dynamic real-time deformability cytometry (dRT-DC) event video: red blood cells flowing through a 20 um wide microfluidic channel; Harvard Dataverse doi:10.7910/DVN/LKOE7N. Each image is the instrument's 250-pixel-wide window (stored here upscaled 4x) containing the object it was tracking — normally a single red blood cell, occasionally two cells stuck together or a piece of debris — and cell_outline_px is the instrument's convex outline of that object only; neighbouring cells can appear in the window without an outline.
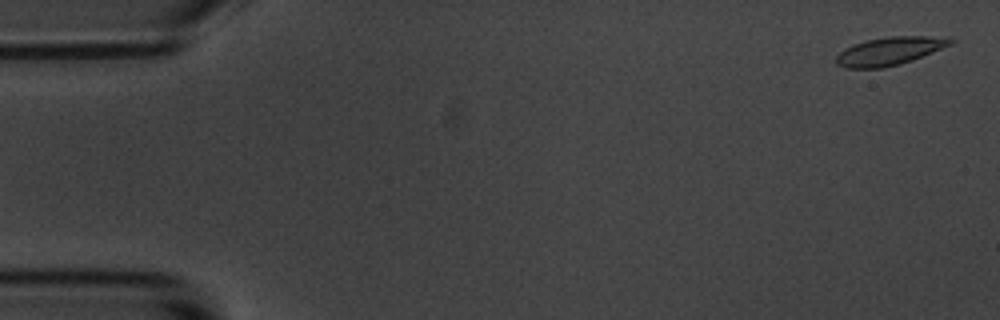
{"species": "common noctule bat (a hibernating species)", "species_latin": "Nyctalus noctula", "temperature_condition": "room temperature", "stored_images_in_passage": 57, "camera_frame_rate_fps": 3000, "um_per_image_px": 0.085, "animal": {"sex": "male", "body_mass_g": 20.1, "forearm_length_mm": 53.5}, "frame": {"image": 1, "passage_image": 2, "time_ms": 0.333, "image_size_px": [1000, 320], "cell_outline_px": [[956, 40], [952, 44], [912, 60], [900, 64], [884, 68], [844, 68], [836, 64], [836, 56], [844, 48], [852, 44], [868, 40], [888, 36], [948, 36]], "centroid_in_image_um": [75.62, 4.33], "position_along_channel_um": 9.4, "area_um2": 18.9}}
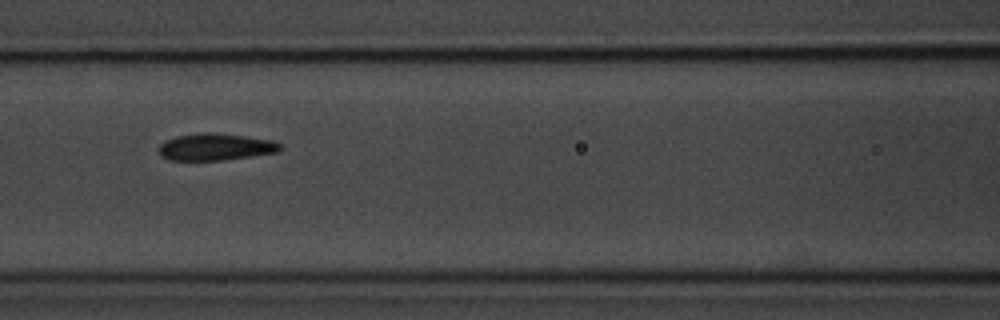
{"frame": {"image": 2, "passage_image": 25, "time_ms": 8.0, "image_size_px": [1000, 320], "cell_outline_px": [[284, 148], [276, 152], [224, 160], [168, 160], [160, 156], [160, 144], [164, 140], [176, 136], [200, 132], [216, 132], [272, 140], [280, 144]], "centroid_in_image_um": [18.29, 12.48], "position_along_channel_um": 148.3, "area_um2": 19.13}}
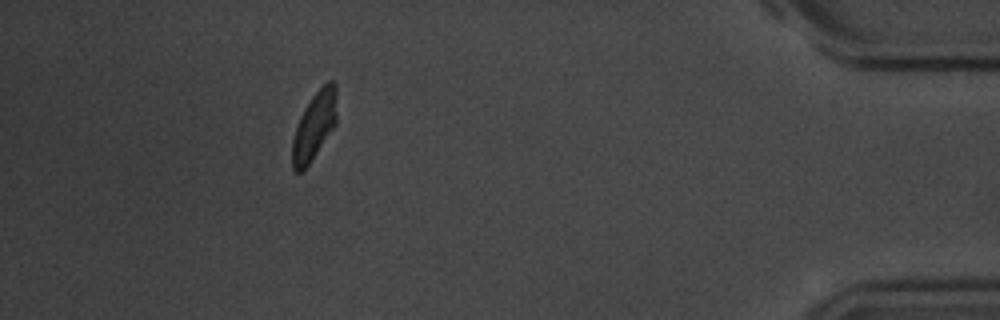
{"frame": {"image": 3, "passage_image": 52, "time_ms": 17.0, "image_size_px": [1000, 320], "cell_outline_px": [[336, 124], [304, 172], [296, 172], [292, 168], [292, 140], [300, 116], [304, 108], [312, 96], [328, 80], [332, 80], [336, 84]], "centroid_in_image_um": [26.71, 10.72], "position_along_channel_um": 408.5, "area_um2": 17.69}, "authors_computed_cell_mechanics": {"area_um2": 18.9006, "velocity_mm_per_s": 3.5085, "shape_relaxation_time_tau1_ms": 2.9756, "shape_relaxation_time_tau2_ms": 1.8903, "deformation_change_tau1": 0.1094, "deformation_change_tau2": 0.0691}}